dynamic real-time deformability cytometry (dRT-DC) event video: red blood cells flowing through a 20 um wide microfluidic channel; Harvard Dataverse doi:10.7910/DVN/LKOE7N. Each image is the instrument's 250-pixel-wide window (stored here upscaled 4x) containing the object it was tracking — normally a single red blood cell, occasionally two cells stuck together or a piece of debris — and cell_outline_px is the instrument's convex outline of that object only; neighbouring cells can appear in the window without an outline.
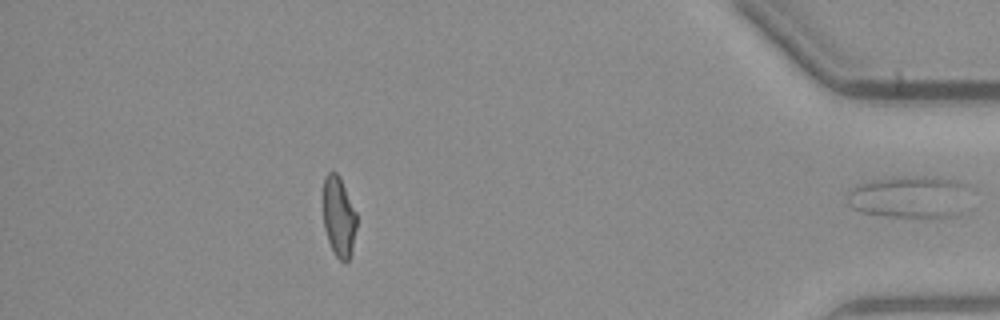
{"species": "common noctule bat (a hibernating species)", "species_latin": "Nyctalus noctula", "temperature_condition": "warm", "stored_images_in_passage": 32, "segment_of_instrument_passage": [2, 2], "camera_frame_rate_fps": 3000, "um_per_image_px": 0.085, "animal": {"sex": "male", "body_mass_g": 23.1, "forearm_length_mm": 52.7}, "frame": {"image": 1, "passage_image": 32, "time_ms": 10.333, "image_size_px": [1000, 320], "cell_outline_px": [[964, 212], [960, 216], [888, 216], [860, 212], [852, 208], [848, 204], [848, 196], [852, 188], [860, 184], [872, 180], [912, 176], [924, 176], [956, 180], [964, 184]], "centroid_in_image_um": [77.29, 16.74], "position_along_channel_um": 357.9, "area_um2": 29.48}}